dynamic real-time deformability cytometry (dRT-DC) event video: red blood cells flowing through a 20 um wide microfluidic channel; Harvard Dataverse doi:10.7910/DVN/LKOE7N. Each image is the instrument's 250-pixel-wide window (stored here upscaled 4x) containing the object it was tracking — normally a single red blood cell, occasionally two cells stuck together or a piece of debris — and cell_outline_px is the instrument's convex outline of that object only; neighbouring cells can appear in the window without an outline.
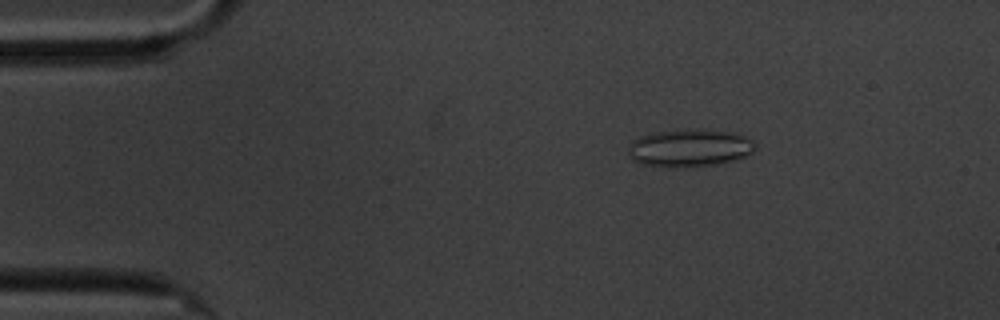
{"species": "common noctule bat (a hibernating species)", "species_latin": "Nyctalus noctula", "temperature_condition": "cold", "stored_images_in_passage": 58, "camera_frame_rate_fps": 3000, "um_per_image_px": 0.085, "animal": {"sex": "male", "body_mass_g": 20.1, "forearm_length_mm": 53.5}, "frame": {"image": 1, "passage_image": 9, "time_ms": 2.667, "image_size_px": [1000, 320], "cell_outline_px": [[756, 148], [752, 152], [736, 160], [716, 164], [676, 168], [668, 168], [640, 164], [632, 160], [628, 152], [632, 140], [640, 136], [652, 132], [736, 132], [752, 140], [756, 144]], "centroid_in_image_um": [58.59, 12.64], "position_along_channel_um": 26.4, "area_um2": 27.17}}
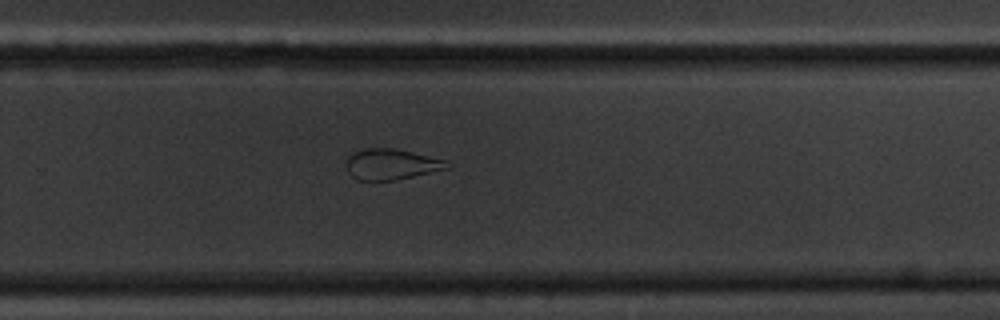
{"frame": {"image": 2, "passage_image": 38, "time_ms": 12.333, "image_size_px": [1000, 320], "cell_outline_px": [[452, 168], [396, 180], [356, 180], [348, 172], [344, 160], [352, 152], [364, 148], [392, 148], [444, 160], [452, 164]], "centroid_in_image_um": [33.23, 13.97], "position_along_channel_um": 296.6, "area_um2": 18.21}}
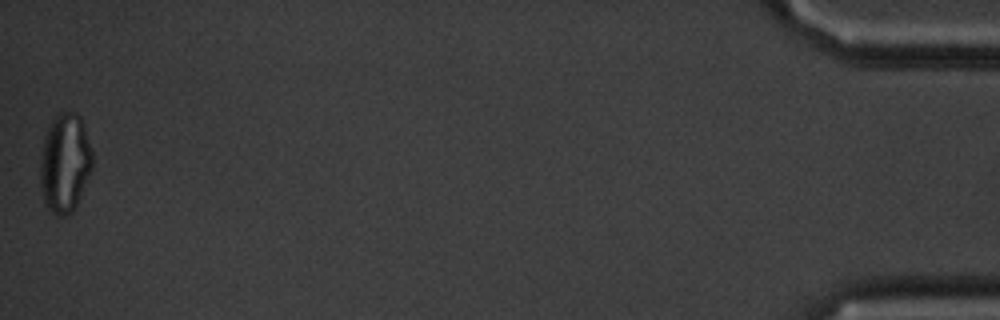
{"frame": {"image": 3, "passage_image": 58, "time_ms": 19.0, "image_size_px": [1000, 320], "cell_outline_px": [[92, 168], [76, 208], [72, 212], [64, 216], [56, 216], [44, 204], [40, 184], [40, 160], [44, 136], [52, 120], [60, 112], [76, 112], [80, 116], [84, 124], [92, 152]], "centroid_in_image_um": [5.51, 13.87], "position_along_channel_um": 429.7, "area_um2": 30.4}, "authors_computed_cell_mechanics": {"area_um2": 24.8251, "velocity_mm_per_s": 3.4113, "shape_relaxation_time_tau1_ms": null, "shape_relaxation_time_tau2_ms": 2.177, "deformation_change_tau1": null, "deformation_change_tau2": 0.0772}}